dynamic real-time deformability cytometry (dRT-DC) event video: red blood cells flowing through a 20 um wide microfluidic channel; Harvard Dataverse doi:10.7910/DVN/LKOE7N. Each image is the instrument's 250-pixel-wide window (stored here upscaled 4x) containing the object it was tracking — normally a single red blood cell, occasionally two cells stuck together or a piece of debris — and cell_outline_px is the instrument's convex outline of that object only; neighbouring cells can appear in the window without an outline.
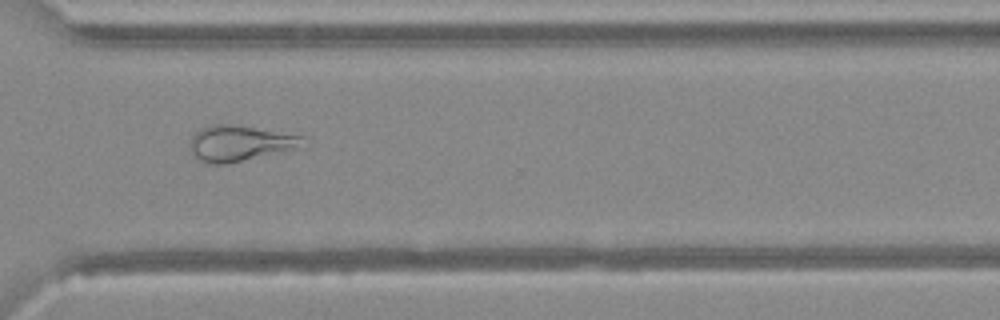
{"species": "Egyptian fruit bat (a non-hibernating species)", "species_latin": "Rousettus aegyptiacus", "temperature_condition": "warm", "stored_images_in_passage": 37, "camera_frame_rate_fps": 3000, "um_per_image_px": 0.085, "animal": {"sex": "female"}, "frame": {"image": 1, "passage_image": 25, "time_ms": 8.0, "image_size_px": [1000, 320], "cell_outline_px": [[308, 148], [224, 164], [208, 164], [200, 160], [192, 152], [192, 136], [200, 128], [212, 124], [232, 124], [304, 136]], "centroid_in_image_um": [20.52, 12.19], "position_along_channel_um": 350.1, "area_um2": 23.81}}
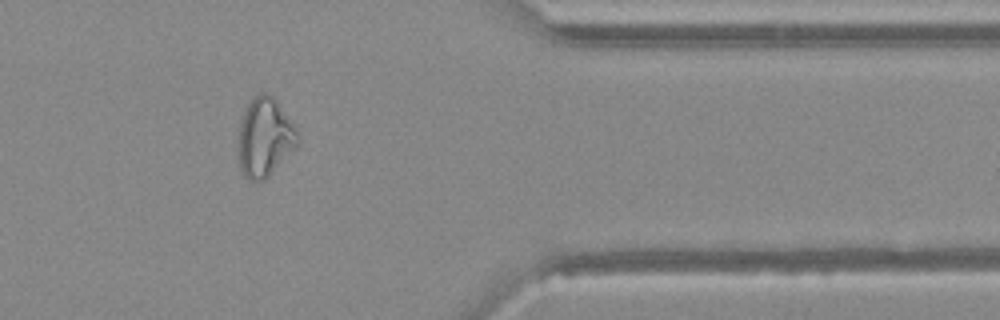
{"frame": {"image": 2, "passage_image": 29, "time_ms": 9.333, "image_size_px": [1000, 320], "cell_outline_px": [[300, 140], [296, 148], [264, 180], [248, 180], [244, 176], [240, 168], [240, 120], [248, 104], [260, 92], [264, 92], [272, 96], [276, 100], [296, 128], [300, 136]], "centroid_in_image_um": [22.54, 11.68], "position_along_channel_um": 388.9, "area_um2": 26.82}}
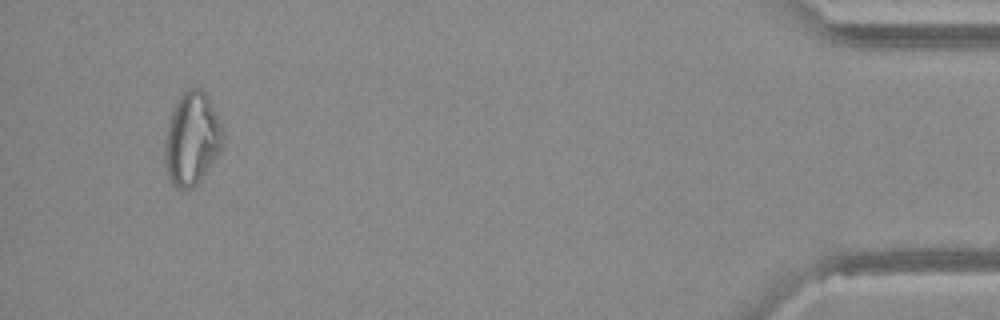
{"frame": {"image": 3, "passage_image": 35, "time_ms": 11.333, "image_size_px": [1000, 320], "cell_outline_px": [[224, 136], [220, 152], [200, 180], [192, 188], [176, 188], [172, 184], [168, 176], [164, 160], [164, 140], [168, 124], [172, 112], [180, 96], [184, 92], [192, 88], [200, 88], [208, 96], [224, 128]], "centroid_in_image_um": [16.32, 11.8], "position_along_channel_um": 418.9, "area_um2": 31.44}}